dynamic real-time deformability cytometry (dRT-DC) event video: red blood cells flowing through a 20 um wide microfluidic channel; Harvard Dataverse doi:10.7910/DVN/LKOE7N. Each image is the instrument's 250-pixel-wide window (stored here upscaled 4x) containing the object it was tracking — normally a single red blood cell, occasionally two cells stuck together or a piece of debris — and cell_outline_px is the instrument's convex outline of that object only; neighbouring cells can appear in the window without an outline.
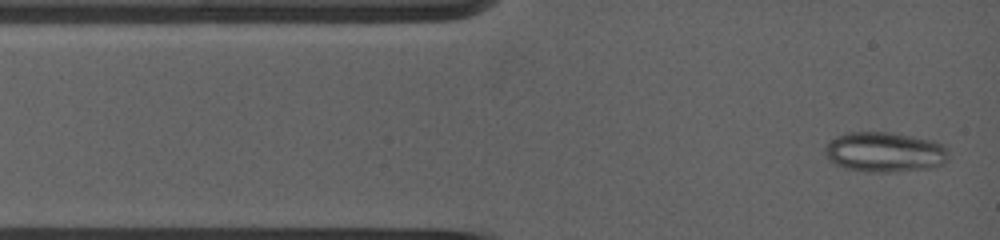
{"species": "common noctule bat (a hibernating species)", "species_latin": "Nyctalus noctula", "temperature_condition": "warm", "stored_images_in_passage": 17, "camera_frame_rate_fps": 5000, "um_per_image_px": 0.085, "animal": {"sex": "female", "body_mass_g": 19.0, "forearm_length_mm": 53.3}, "frame": {"image": 1, "passage_image": 1, "time_ms": 0.0, "image_size_px": [1000, 240], "cell_outline_px": [[944, 160], [940, 164], [928, 168], [884, 172], [876, 172], [848, 168], [836, 164], [828, 160], [824, 152], [824, 148], [832, 140], [840, 136], [852, 132], [884, 132], [924, 140], [940, 144], [944, 148]], "centroid_in_image_um": [75.08, 12.94], "position_along_channel_um": 9.9, "area_um2": 27.34}}
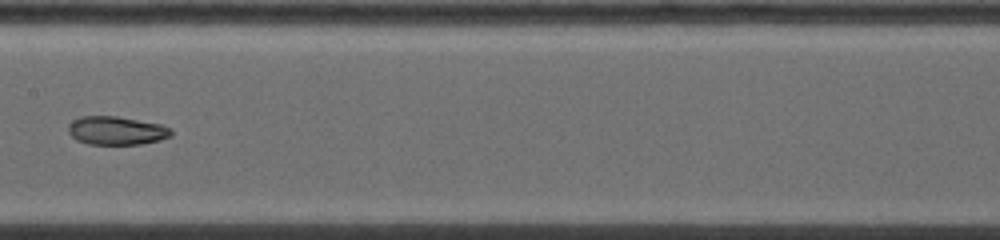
{"frame": {"image": 2, "passage_image": 10, "time_ms": 5.8, "image_size_px": [1000, 240], "cell_outline_px": [[172, 136], [160, 140], [140, 144], [88, 144], [76, 140], [68, 132], [68, 128], [72, 120], [84, 116], [116, 116], [160, 124], [168, 128], [172, 132]], "centroid_in_image_um": [9.88, 11.1], "position_along_channel_um": 197.5, "area_um2": 16.94}}
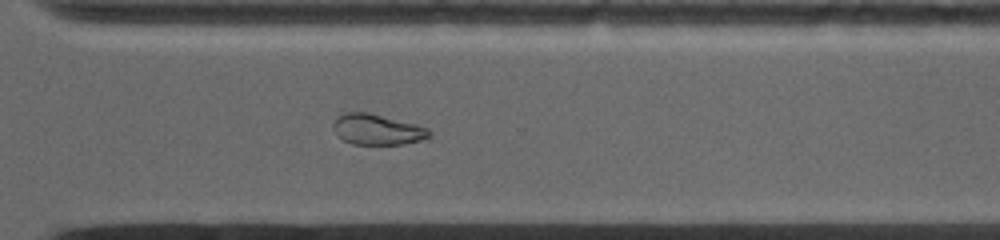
{"frame": {"image": 3, "passage_image": 17, "time_ms": 9.4, "image_size_px": [1000, 240], "cell_outline_px": [[428, 136], [420, 140], [400, 144], [352, 144], [344, 140], [340, 136], [332, 124], [340, 116], [348, 112], [368, 112], [416, 124], [428, 128]], "centroid_in_image_um": [32.06, 11.0], "position_along_channel_um": 338.5, "area_um2": 16.59}}